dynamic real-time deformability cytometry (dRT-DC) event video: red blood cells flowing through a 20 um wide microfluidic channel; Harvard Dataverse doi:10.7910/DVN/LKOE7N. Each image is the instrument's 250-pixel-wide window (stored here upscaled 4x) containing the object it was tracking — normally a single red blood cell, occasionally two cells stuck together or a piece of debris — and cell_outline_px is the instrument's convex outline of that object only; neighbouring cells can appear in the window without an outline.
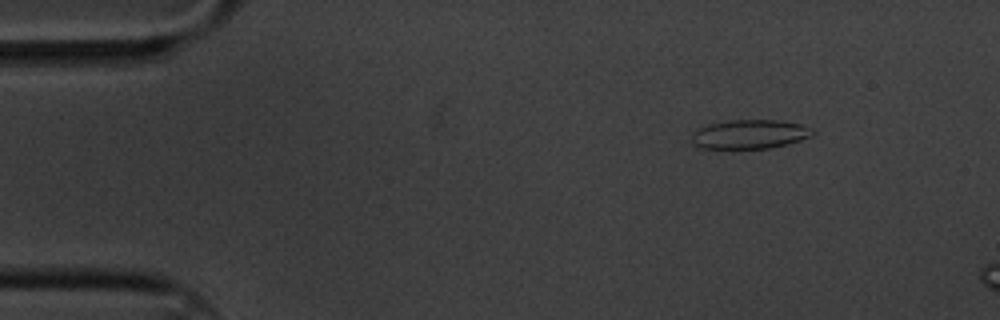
{"species": "common noctule bat (a hibernating species)", "species_latin": "Nyctalus noctula", "temperature_condition": "cold", "stored_images_in_passage": 4, "segment_of_instrument_passage": [1, 2], "camera_frame_rate_fps": 3000, "um_per_image_px": 0.085, "animal": {"sex": "male", "body_mass_g": 20.1, "forearm_length_mm": 53.5}, "frame": {"image": 1, "passage_image": 2, "time_ms": 0.333, "image_size_px": [1000, 320], "cell_outline_px": [[816, 132], [812, 136], [788, 144], [768, 148], [696, 148], [692, 144], [692, 132], [700, 128], [712, 124], [732, 120], [776, 120], [800, 124], [812, 128]], "centroid_in_image_um": [63.74, 11.42], "position_along_channel_um": 21.3, "area_um2": 20.4}}